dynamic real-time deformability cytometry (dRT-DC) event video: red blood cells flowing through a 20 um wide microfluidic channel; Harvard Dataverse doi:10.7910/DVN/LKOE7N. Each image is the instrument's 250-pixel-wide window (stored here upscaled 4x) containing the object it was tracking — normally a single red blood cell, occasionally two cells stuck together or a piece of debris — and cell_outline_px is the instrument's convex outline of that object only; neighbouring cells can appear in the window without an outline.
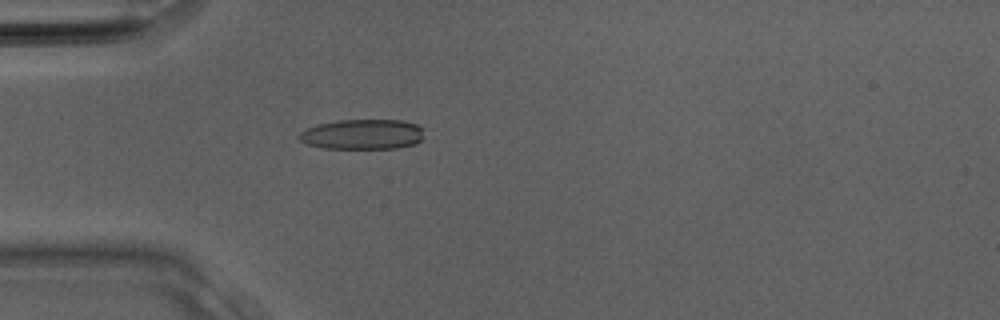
{"species": "Egyptian fruit bat (a non-hibernating species)", "species_latin": "Rousettus aegyptiacus", "temperature_condition": "room temperature", "stored_images_in_passage": 19, "camera_frame_rate_fps": 3000, "um_per_image_px": 0.085, "animal": {"sex": "male"}, "frame": {"image": 1, "passage_image": 9, "time_ms": 2.667, "image_size_px": [1000, 320], "cell_outline_px": [[424, 140], [416, 144], [396, 148], [324, 148], [308, 144], [300, 140], [296, 136], [300, 132], [316, 124], [340, 120], [404, 120], [416, 124], [424, 128]], "centroid_in_image_um": [30.87, 11.41], "position_along_channel_um": 54.1, "area_um2": 22.2}}
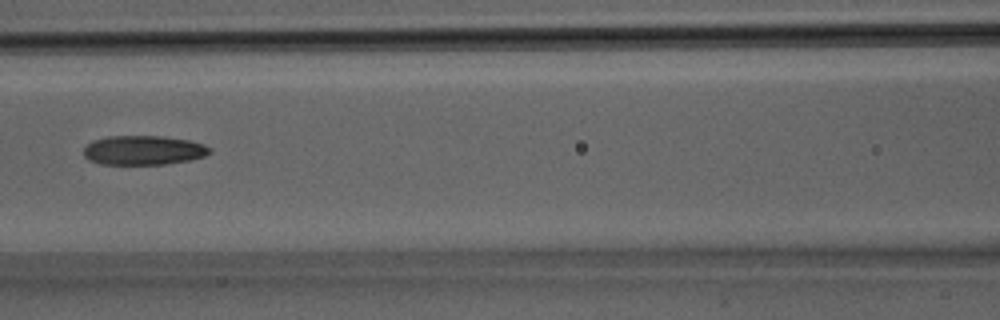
{"frame": {"image": 2, "passage_image": 14, "time_ms": 4.333, "image_size_px": [1000, 320], "cell_outline_px": [[212, 152], [204, 156], [192, 160], [164, 164], [100, 164], [88, 160], [84, 156], [84, 148], [92, 140], [108, 136], [160, 136], [188, 140], [204, 144], [212, 148]], "centroid_in_image_um": [12.2, 12.77], "position_along_channel_um": 154.4, "area_um2": 21.68}}
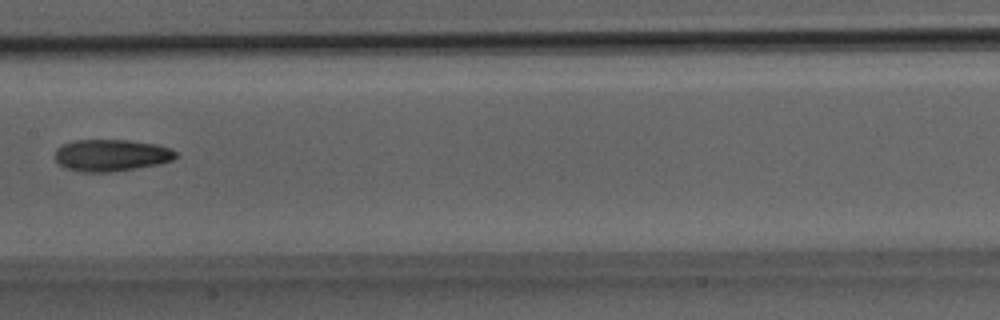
{"frame": {"image": 3, "passage_image": 16, "time_ms": 5.0, "image_size_px": [1000, 320], "cell_outline_px": [[180, 156], [172, 160], [160, 164], [136, 168], [108, 172], [80, 172], [64, 168], [56, 160], [56, 148], [60, 144], [72, 140], [128, 140], [156, 144], [172, 148]], "centroid_in_image_um": [9.46, 13.19], "position_along_channel_um": 197.9, "area_um2": 22.72}}